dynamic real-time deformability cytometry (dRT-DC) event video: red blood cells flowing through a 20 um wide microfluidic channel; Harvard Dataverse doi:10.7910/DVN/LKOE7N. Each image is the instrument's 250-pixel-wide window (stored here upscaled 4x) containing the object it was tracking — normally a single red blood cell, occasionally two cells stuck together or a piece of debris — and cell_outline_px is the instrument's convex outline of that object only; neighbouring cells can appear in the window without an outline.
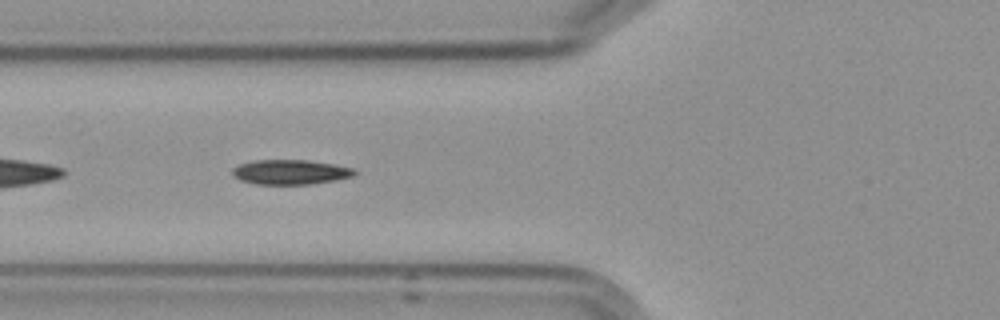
{"species": "Egyptian fruit bat (a non-hibernating species)", "species_latin": "Rousettus aegyptiacus", "temperature_condition": "cold", "stored_images_in_passage": 8, "camera_frame_rate_fps": 3000, "um_per_image_px": 0.085, "frame": {"image": 1, "passage_image": 7, "time_ms": 7.0, "image_size_px": [1000, 320], "cell_outline_px": [[356, 172], [352, 176], [332, 180], [308, 184], [256, 184], [240, 180], [232, 176], [232, 168], [240, 164], [252, 160], [308, 160], [332, 164], [352, 168]], "centroid_in_image_um": [24.6, 14.62], "position_along_channel_um": 101.2, "area_um2": 17.4}}
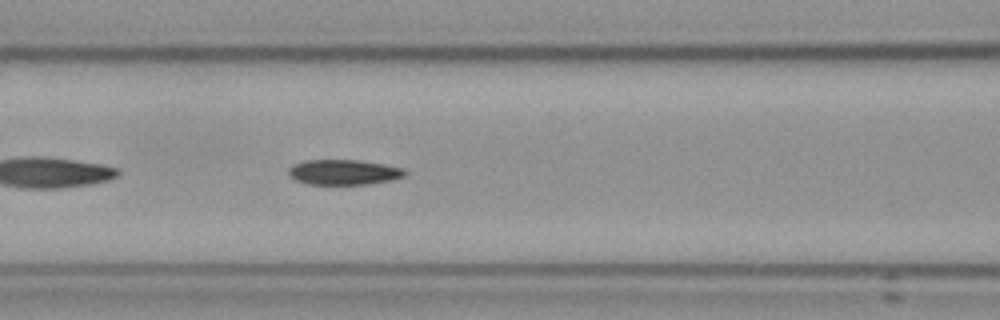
{"frame": {"image": 2, "passage_image": 8, "time_ms": 8.0, "image_size_px": [1000, 320], "cell_outline_px": [[408, 172], [404, 176], [392, 180], [368, 184], [308, 184], [296, 180], [288, 172], [288, 168], [304, 160], [360, 160], [384, 164], [404, 168]], "centroid_in_image_um": [29.26, 14.63], "position_along_channel_um": 137.3, "area_um2": 17.05}}